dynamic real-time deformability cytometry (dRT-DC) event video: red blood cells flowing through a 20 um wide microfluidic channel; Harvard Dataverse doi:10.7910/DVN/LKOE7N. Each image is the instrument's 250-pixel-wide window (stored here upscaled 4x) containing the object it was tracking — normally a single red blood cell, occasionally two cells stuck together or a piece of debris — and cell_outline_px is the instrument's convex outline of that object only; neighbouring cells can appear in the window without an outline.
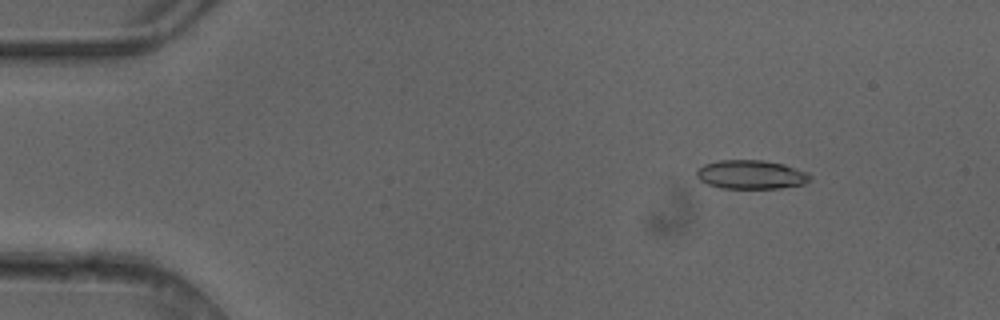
{"species": "common noctule bat (a hibernating species)", "species_latin": "Nyctalus noctula", "temperature_condition": "cold", "stored_images_in_passage": 4, "camera_frame_rate_fps": 3000, "um_per_image_px": 0.085, "animal": {"sex": "female"}, "frame": {"image": 1, "passage_image": 2, "time_ms": 0.333, "image_size_px": [1000, 320], "cell_outline_px": [[812, 180], [804, 184], [780, 188], [720, 188], [708, 184], [700, 180], [696, 176], [696, 168], [704, 164], [720, 160], [764, 160], [784, 164], [808, 172], [812, 176]], "centroid_in_image_um": [63.85, 14.83], "position_along_channel_um": 21.1, "area_um2": 19.31}}